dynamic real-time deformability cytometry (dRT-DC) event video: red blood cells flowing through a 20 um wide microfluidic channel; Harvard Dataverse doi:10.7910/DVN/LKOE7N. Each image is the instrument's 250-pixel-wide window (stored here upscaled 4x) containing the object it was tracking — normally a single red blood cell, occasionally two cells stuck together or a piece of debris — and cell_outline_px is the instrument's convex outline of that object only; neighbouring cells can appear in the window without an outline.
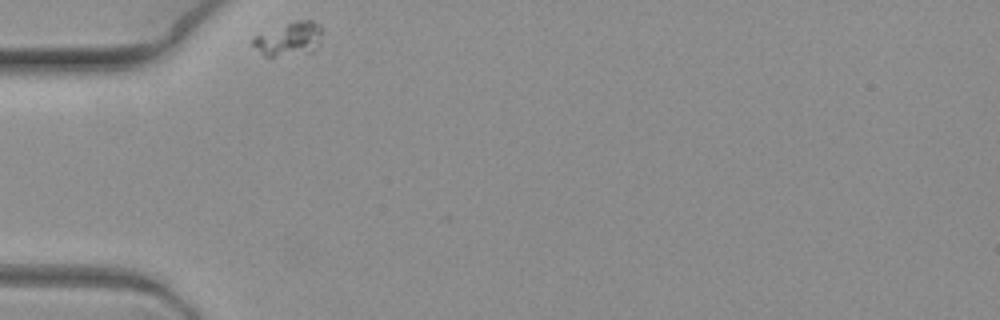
{"species": "common noctule bat (a hibernating species)", "species_latin": "Nyctalus noctula", "temperature_condition": "warm", "stored_images_in_passage": 6, "camera_frame_rate_fps": 3000, "um_per_image_px": 0.085, "animal": {"sex": "female", "body_mass_g": 19.3, "forearm_length_mm": 54.1}, "frame": {"image": 1, "passage_image": 1, "time_ms": 0.0, "image_size_px": [1000, 320], "cell_outline_px": [[324, 32], [320, 44], [312, 52], [272, 56], [264, 56], [252, 44], [252, 36], [296, 20], [312, 20], [320, 24], [324, 28]], "centroid_in_image_um": [24.63, 3.29], "position_along_channel_um": 60.4, "area_um2": 13.81}}
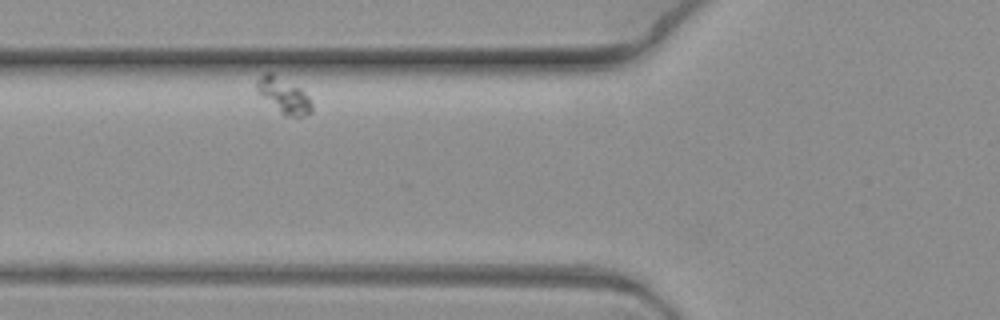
{"frame": {"image": 2, "passage_image": 3, "time_ms": 0.667, "image_size_px": [1000, 320], "cell_outline_px": [[312, 112], [304, 116], [284, 116], [260, 96], [256, 92], [256, 84], [260, 76], [264, 72], [272, 72], [300, 88], [312, 100]], "centroid_in_image_um": [24.1, 8.11], "position_along_channel_um": 101.7, "area_um2": 11.5}}
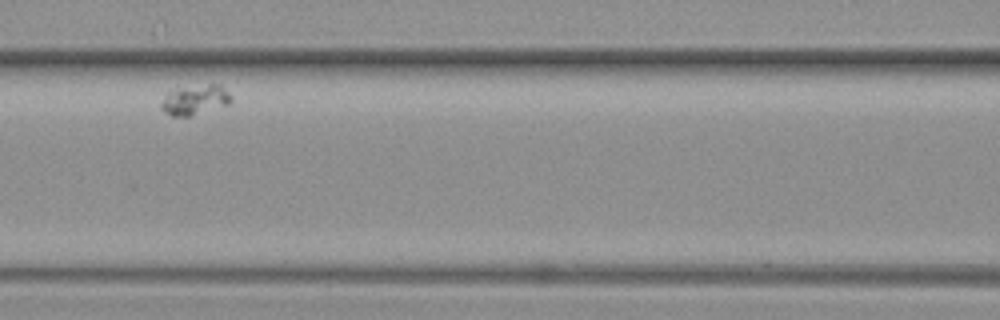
{"frame": {"image": 3, "passage_image": 5, "time_ms": 1.333, "image_size_px": [1000, 320], "cell_outline_px": [[232, 100], [228, 104], [188, 116], [172, 116], [164, 112], [160, 108], [160, 104], [164, 96], [168, 92], [176, 88], [208, 84], [220, 84], [232, 96]], "centroid_in_image_um": [16.55, 8.47], "position_along_channel_um": 150.1, "area_um2": 12.14}}